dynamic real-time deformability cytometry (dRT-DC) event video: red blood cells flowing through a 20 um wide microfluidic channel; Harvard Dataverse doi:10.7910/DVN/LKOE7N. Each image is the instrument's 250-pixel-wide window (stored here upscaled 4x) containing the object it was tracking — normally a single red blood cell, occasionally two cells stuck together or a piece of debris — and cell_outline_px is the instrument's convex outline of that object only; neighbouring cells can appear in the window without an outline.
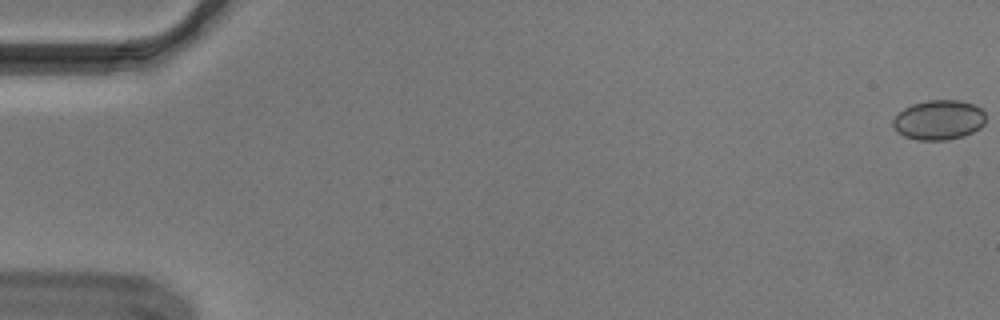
{"species": "Egyptian fruit bat (a non-hibernating species)", "species_latin": "Rousettus aegyptiacus", "temperature_condition": "cold", "stored_images_in_passage": 56, "camera_frame_rate_fps": 3000, "um_per_image_px": 0.085, "animal": {"sex": "male"}, "frame": {"image": 1, "passage_image": 1, "time_ms": 0.0, "image_size_px": [1000, 320], "cell_outline_px": [[984, 124], [980, 128], [964, 136], [948, 140], [916, 140], [904, 136], [892, 124], [892, 120], [904, 108], [912, 104], [928, 100], [960, 100], [972, 104], [980, 108], [984, 112]], "centroid_in_image_um": [79.81, 10.2], "position_along_channel_um": 5.2, "area_um2": 21.39}}
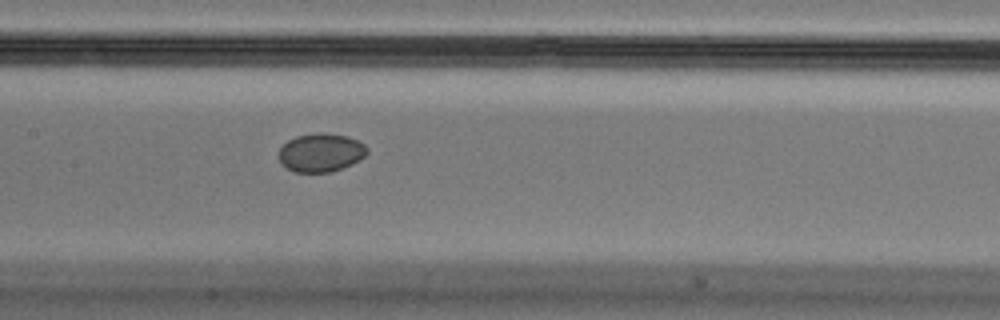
{"frame": {"image": 2, "passage_image": 28, "time_ms": 9.0, "image_size_px": [1000, 320], "cell_outline_px": [[368, 152], [360, 160], [352, 164], [332, 172], [296, 172], [284, 168], [280, 164], [280, 148], [288, 140], [296, 136], [320, 132], [324, 132], [348, 136], [364, 144], [368, 148]], "centroid_in_image_um": [27.28, 12.97], "position_along_channel_um": 180.1, "area_um2": 19.94}}
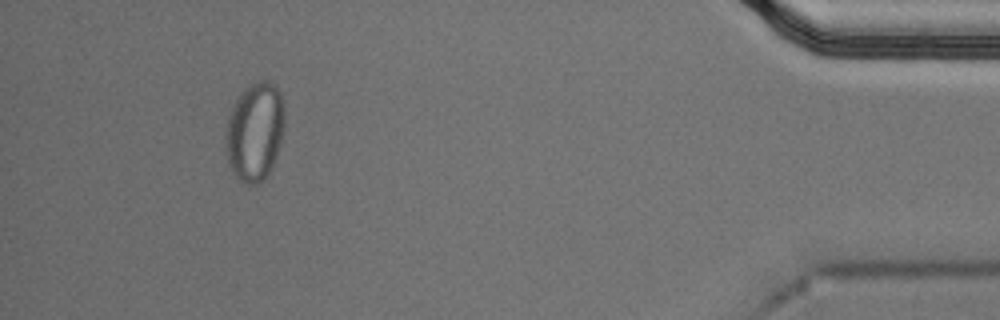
{"frame": {"image": 3, "passage_image": 52, "time_ms": 17.0, "image_size_px": [1000, 320], "cell_outline_px": [[284, 128], [276, 156], [272, 168], [264, 180], [260, 184], [244, 184], [232, 172], [228, 164], [224, 144], [224, 132], [228, 116], [240, 92], [256, 80], [268, 80], [280, 92], [284, 108]], "centroid_in_image_um": [21.63, 11.21], "position_along_channel_um": 413.6, "area_um2": 34.39}}